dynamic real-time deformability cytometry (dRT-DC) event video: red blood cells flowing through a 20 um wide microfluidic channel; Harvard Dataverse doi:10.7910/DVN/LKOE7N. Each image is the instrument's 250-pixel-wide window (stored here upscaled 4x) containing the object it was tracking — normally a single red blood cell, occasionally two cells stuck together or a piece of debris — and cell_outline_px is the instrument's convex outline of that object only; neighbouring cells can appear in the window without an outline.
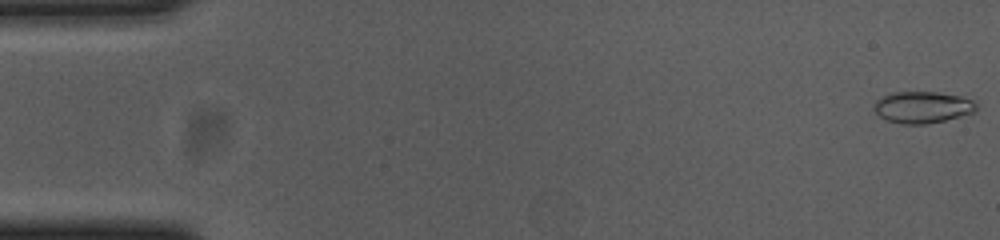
{"species": "common noctule bat (a hibernating species)", "species_latin": "Nyctalus noctula", "temperature_condition": "cold", "stored_images_in_passage": 55, "camera_frame_rate_fps": 3000, "um_per_image_px": 0.085, "animal": {"sex": "female", "body_mass_g": 23.0, "forearm_length_mm": 53.4}, "frame": {"image": 1, "passage_image": 1, "time_ms": 0.0, "image_size_px": [1000, 240], "cell_outline_px": [[976, 112], [928, 124], [900, 124], [888, 120], [880, 116], [872, 108], [876, 100], [892, 92], [936, 92], [960, 96], [972, 100], [976, 104]], "centroid_in_image_um": [78.4, 9.12], "position_along_channel_um": 6.6, "area_um2": 18.79}}
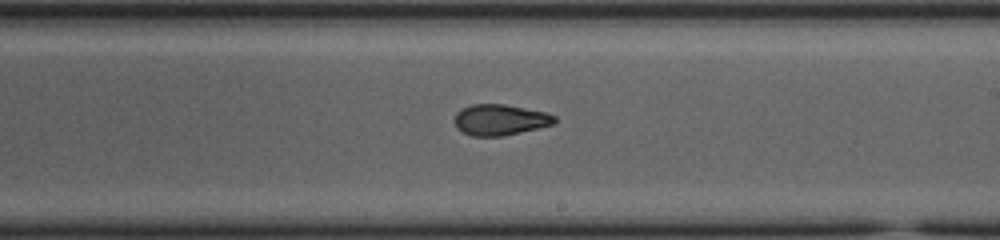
{"frame": {"image": 2, "passage_image": 32, "time_ms": 10.333, "image_size_px": [1000, 240], "cell_outline_px": [[556, 120], [552, 124], [504, 136], [472, 136], [456, 128], [456, 112], [460, 108], [472, 104], [504, 104], [544, 112], [556, 116]], "centroid_in_image_um": [42.47, 10.18], "position_along_channel_um": 246.5, "area_um2": 17.8}}
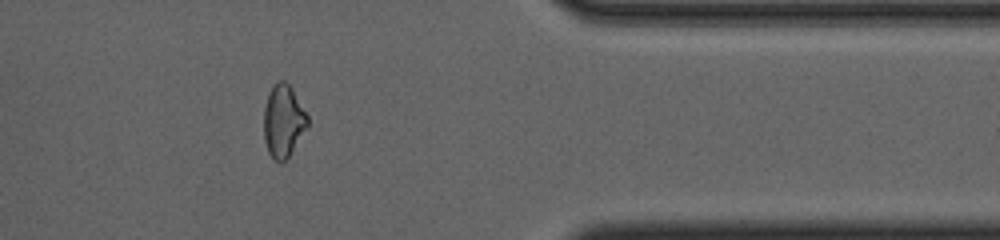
{"frame": {"image": 3, "passage_image": 45, "time_ms": 14.667, "image_size_px": [1000, 240], "cell_outline_px": [[308, 124], [288, 156], [280, 164], [268, 152], [264, 140], [264, 108], [268, 92], [272, 84], [276, 80], [284, 80], [292, 88], [308, 116]], "centroid_in_image_um": [24.05, 10.23], "position_along_channel_um": 387.3, "area_um2": 18.32}, "authors_computed_cell_mechanics": {"area_um2": 18.4382, "velocity_mm_per_s": 3.7083, "shape_relaxation_time_tau1_ms": null, "shape_relaxation_time_tau2_ms": 2.1759, "deformation_change_tau1": null, "deformation_change_tau2": 0.0826}}